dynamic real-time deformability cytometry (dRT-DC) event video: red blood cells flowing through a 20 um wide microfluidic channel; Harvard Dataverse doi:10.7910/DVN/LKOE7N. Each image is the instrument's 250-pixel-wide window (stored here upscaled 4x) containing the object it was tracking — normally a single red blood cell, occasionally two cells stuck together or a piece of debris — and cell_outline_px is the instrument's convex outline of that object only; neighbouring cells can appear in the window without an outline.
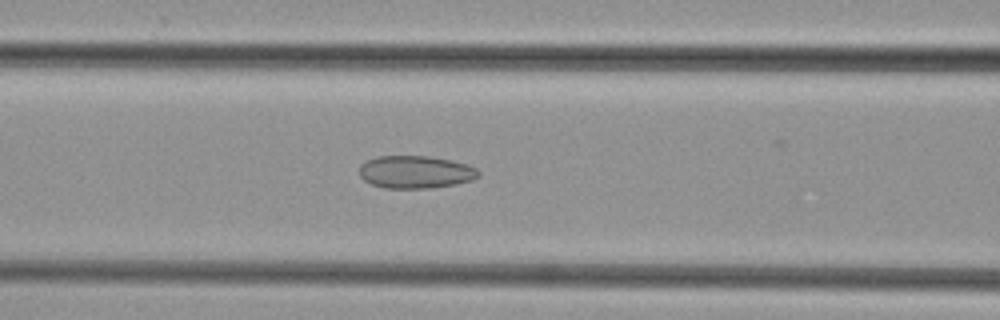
{"species": "common noctule bat (a hibernating species)", "species_latin": "Nyctalus noctula", "temperature_condition": "cold", "stored_images_in_passage": 43, "camera_frame_rate_fps": 3000, "um_per_image_px": 0.085, "animal": {"sex": "female", "body_mass_g": 29.2, "forearm_length_mm": 56.3}, "frame": {"image": 1, "passage_image": 21, "time_ms": 6.667, "image_size_px": [1000, 320], "cell_outline_px": [[480, 176], [472, 180], [456, 184], [428, 188], [384, 188], [372, 184], [364, 180], [360, 176], [360, 164], [376, 156], [428, 156], [452, 160], [476, 168], [480, 172]], "centroid_in_image_um": [35.32, 14.62], "position_along_channel_um": 131.3, "area_um2": 22.66}}
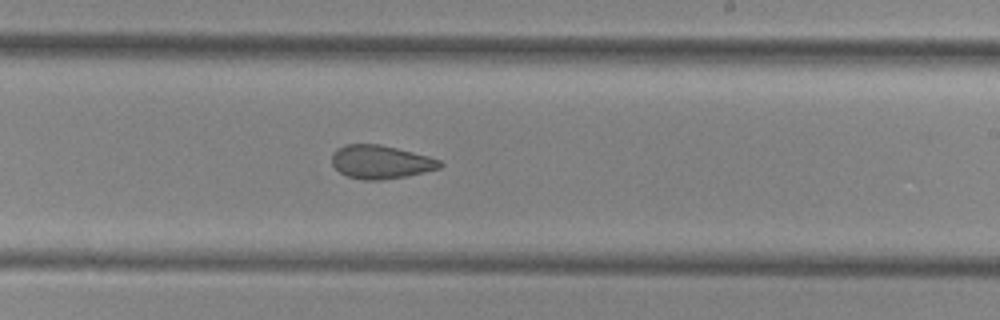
{"frame": {"image": 2, "passage_image": 30, "time_ms": 9.667, "image_size_px": [1000, 320], "cell_outline_px": [[444, 164], [440, 168], [408, 176], [380, 180], [364, 180], [348, 176], [340, 172], [332, 164], [332, 152], [336, 148], [344, 144], [380, 144], [428, 156], [440, 160]], "centroid_in_image_um": [32.35, 13.76], "position_along_channel_um": 256.7, "area_um2": 21.1}}
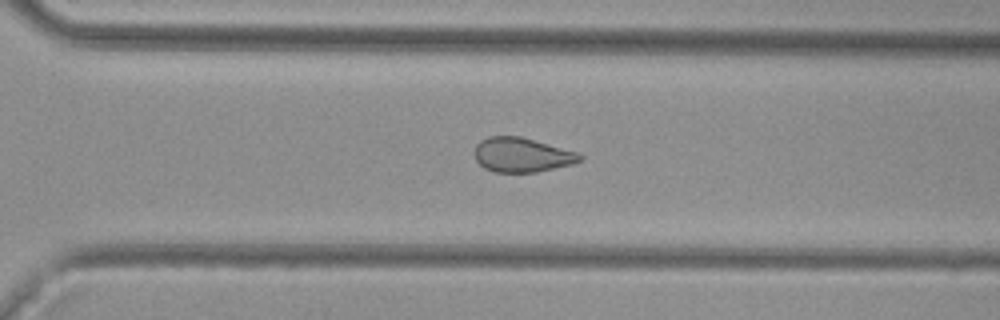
{"frame": {"image": 3, "passage_image": 35, "time_ms": 11.333, "image_size_px": [1000, 320], "cell_outline_px": [[584, 160], [572, 164], [536, 172], [492, 172], [484, 168], [476, 160], [472, 152], [476, 144], [480, 140], [488, 136], [520, 136], [576, 152], [584, 156]], "centroid_in_image_um": [44.32, 13.17], "position_along_channel_um": 326.3, "area_um2": 21.27}}